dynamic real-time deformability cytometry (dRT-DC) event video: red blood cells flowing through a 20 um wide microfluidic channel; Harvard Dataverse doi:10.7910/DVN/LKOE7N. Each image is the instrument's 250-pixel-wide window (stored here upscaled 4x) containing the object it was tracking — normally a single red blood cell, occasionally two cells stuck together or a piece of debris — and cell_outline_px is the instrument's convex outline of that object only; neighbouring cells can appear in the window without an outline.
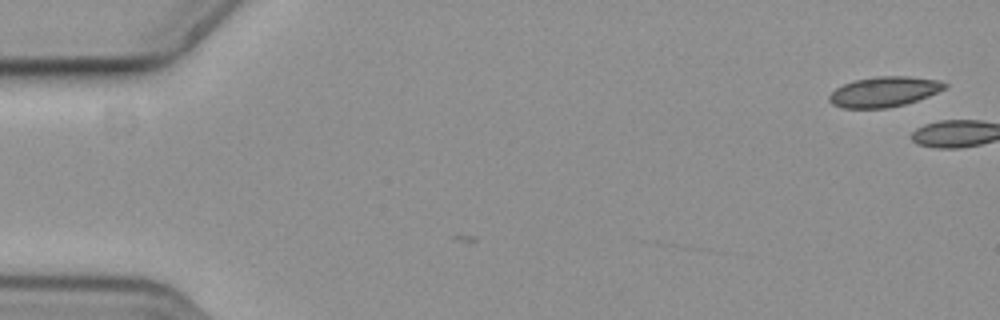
{"species": "common noctule bat (a hibernating species)", "species_latin": "Nyctalus noctula", "temperature_condition": "cold", "stored_images_in_passage": 5, "camera_frame_rate_fps": 3000, "um_per_image_px": 0.085, "animal": {"sex": "female", "body_mass_g": 19.3, "forearm_length_mm": 54.1}, "frame": {"image": 1, "passage_image": 5, "time_ms": 1.333, "image_size_px": [1000, 320], "cell_outline_px": [[948, 84], [944, 88], [928, 96], [904, 104], [888, 108], [844, 108], [832, 104], [828, 100], [828, 96], [836, 88], [852, 80], [876, 76], [908, 76], [940, 80]], "centroid_in_image_um": [75.12, 7.79], "position_along_channel_um": 9.9, "area_um2": 20.29}}